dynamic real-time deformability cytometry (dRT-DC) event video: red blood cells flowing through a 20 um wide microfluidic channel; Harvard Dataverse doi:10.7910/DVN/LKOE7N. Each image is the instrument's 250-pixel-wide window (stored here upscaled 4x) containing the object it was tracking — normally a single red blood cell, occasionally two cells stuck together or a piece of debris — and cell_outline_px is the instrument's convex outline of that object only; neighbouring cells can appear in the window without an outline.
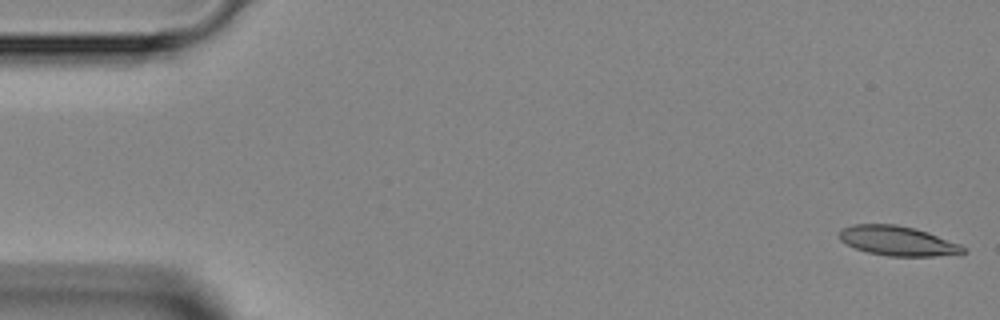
{"species": "Egyptian fruit bat (a non-hibernating species)", "species_latin": "Rousettus aegyptiacus", "temperature_condition": "room temperature", "stored_images_in_passage": 4, "camera_frame_rate_fps": 3000, "um_per_image_px": 0.085, "animal": {"sex": "female"}, "frame": {"image": 1, "passage_image": 1, "time_ms": 0.0, "image_size_px": [1000, 320], "cell_outline_px": [[968, 252], [960, 256], [888, 256], [868, 252], [856, 248], [840, 240], [840, 228], [852, 224], [896, 224], [916, 228], [928, 232], [960, 244], [968, 248]], "centroid_in_image_um": [76.4, 20.48], "position_along_channel_um": 8.6, "area_um2": 21.79}}